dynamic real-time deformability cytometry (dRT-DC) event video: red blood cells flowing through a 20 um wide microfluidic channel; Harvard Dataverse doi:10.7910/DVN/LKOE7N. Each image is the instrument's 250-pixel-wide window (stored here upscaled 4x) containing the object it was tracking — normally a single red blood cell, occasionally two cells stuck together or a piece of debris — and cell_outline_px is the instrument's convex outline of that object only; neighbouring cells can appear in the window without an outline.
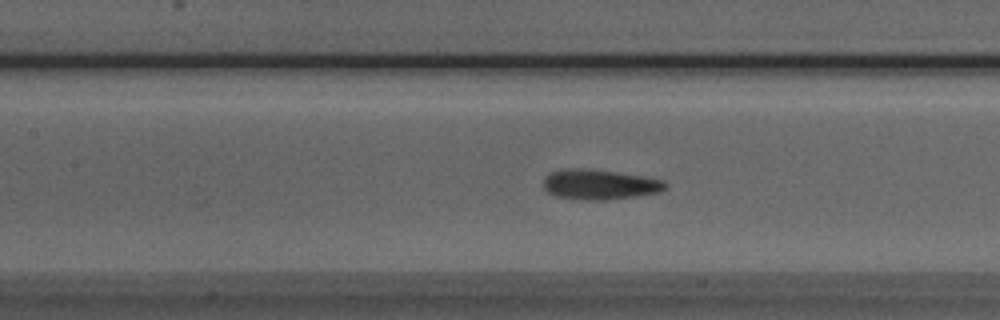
{"species": "Egyptian fruit bat (a non-hibernating species)", "species_latin": "Rousettus aegyptiacus", "temperature_condition": "room temperature", "stored_images_in_passage": 37, "camera_frame_rate_fps": 3000, "um_per_image_px": 0.085, "animal": {"sex": "male"}, "frame": {"image": 1, "passage_image": 8, "time_ms": 2.333, "image_size_px": [1000, 320], "cell_outline_px": [[668, 188], [660, 192], [604, 200], [588, 200], [556, 196], [548, 192], [544, 188], [544, 176], [548, 172], [568, 168], [584, 168], [616, 172], [664, 180], [668, 184]], "centroid_in_image_um": [50.95, 15.67], "position_along_channel_um": 156.5, "area_um2": 21.27}}
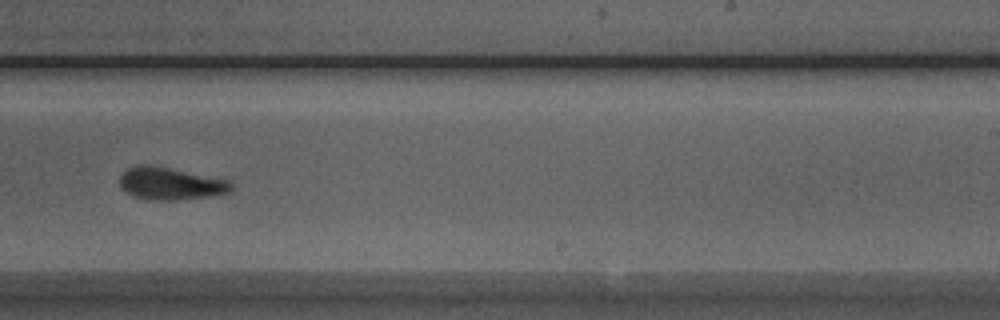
{"frame": {"image": 2, "passage_image": 17, "time_ms": 5.333, "image_size_px": [1000, 320], "cell_outline_px": [[232, 188], [228, 192], [208, 196], [176, 200], [152, 200], [132, 196], [120, 188], [120, 172], [136, 164], [148, 164], [228, 180], [232, 184]], "centroid_in_image_um": [14.4, 15.6], "position_along_channel_um": 274.6, "area_um2": 20.92}}
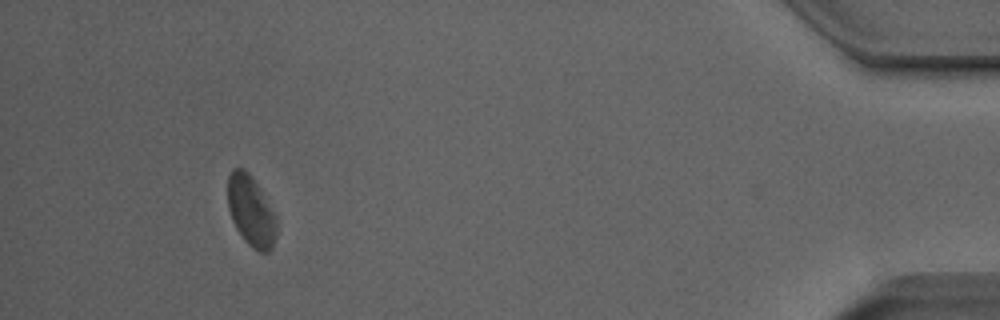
{"frame": {"image": 3, "passage_image": 33, "time_ms": 10.667, "image_size_px": [1000, 320], "cell_outline_px": [[276, 236], [272, 248], [268, 252], [260, 252], [252, 248], [244, 240], [236, 228], [232, 220], [228, 208], [228, 176], [232, 168], [244, 168], [252, 176], [260, 188], [276, 216]], "centroid_in_image_um": [21.33, 17.93], "position_along_channel_um": 413.9, "area_um2": 20.17}, "authors_computed_cell_mechanics": {"area_um2": 21.097, "velocity_mm_per_s": 3.9532, "shape_relaxation_time_tau1_ms": 6.6097, "shape_relaxation_time_tau2_ms": 2.0203, "deformation_change_tau1": 0.154, "deformation_change_tau2": 0.0764}}